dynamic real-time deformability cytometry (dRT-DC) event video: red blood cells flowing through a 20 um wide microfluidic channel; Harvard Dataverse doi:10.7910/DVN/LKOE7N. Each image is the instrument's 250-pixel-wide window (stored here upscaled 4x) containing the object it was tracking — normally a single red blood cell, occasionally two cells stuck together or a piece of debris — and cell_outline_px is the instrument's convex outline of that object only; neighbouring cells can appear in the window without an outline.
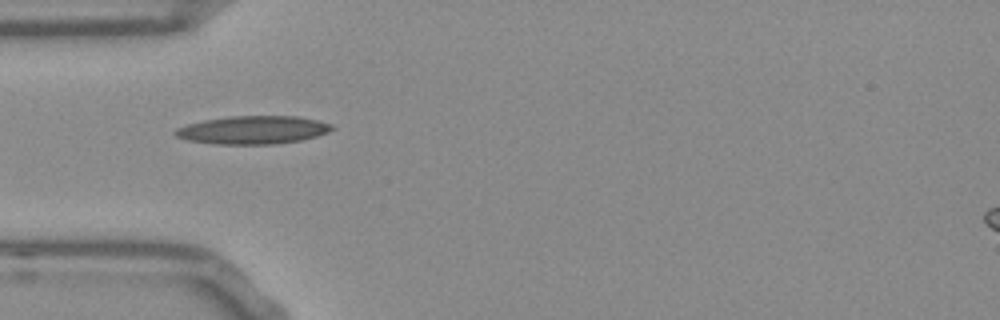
{"species": "Egyptian fruit bat (a non-hibernating species)", "species_latin": "Rousettus aegyptiacus", "temperature_condition": "room temperature", "stored_images_in_passage": 38, "camera_frame_rate_fps": 3000, "um_per_image_px": 0.085, "frame": {"image": 1, "passage_image": 1, "time_ms": 0.0, "image_size_px": [1000, 320], "cell_outline_px": [[336, 128], [328, 132], [316, 136], [300, 140], [272, 144], [216, 144], [188, 140], [176, 136], [172, 132], [176, 128], [188, 124], [204, 120], [228, 116], [296, 116], [316, 120], [332, 124]], "centroid_in_image_um": [21.49, 11.04], "position_along_channel_um": 63.5, "area_um2": 25.61}}
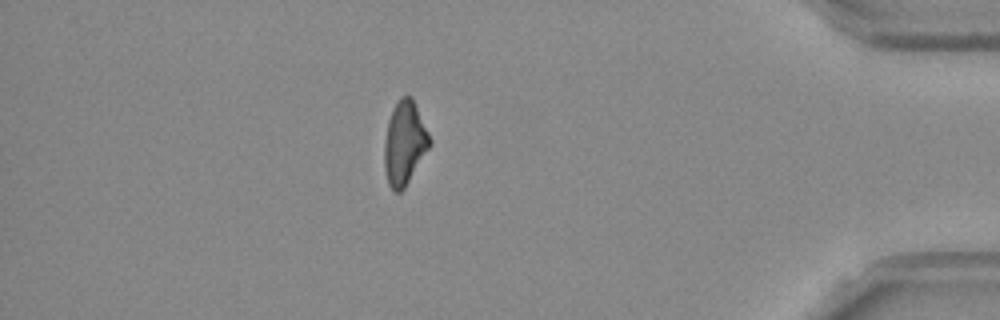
{"frame": {"image": 2, "passage_image": 31, "time_ms": 10.0, "image_size_px": [1000, 320], "cell_outline_px": [[432, 144], [404, 188], [400, 192], [392, 192], [388, 184], [384, 168], [384, 144], [388, 120], [392, 108], [400, 96], [412, 96], [432, 140]], "centroid_in_image_um": [34.38, 12.16], "position_along_channel_um": 400.8, "area_um2": 22.31}}
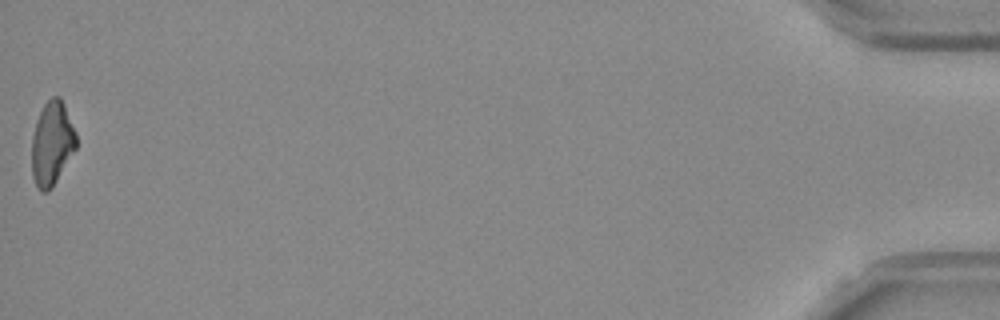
{"frame": {"image": 3, "passage_image": 38, "time_ms": 12.333, "image_size_px": [1000, 320], "cell_outline_px": [[76, 148], [52, 188], [48, 192], [40, 192], [32, 176], [32, 136], [36, 120], [44, 104], [52, 96], [60, 96], [64, 104], [76, 132]], "centroid_in_image_um": [4.41, 12.19], "position_along_channel_um": 430.8, "area_um2": 21.73}, "authors_computed_cell_mechanics": {"area_um2": 22.7732, "velocity_mm_per_s": 3.8158, "shape_relaxation_time_tau1_ms": null, "shape_relaxation_time_tau2_ms": 8.46, "deformation_change_tau1": null, "deformation_change_tau2": 0.2252}}